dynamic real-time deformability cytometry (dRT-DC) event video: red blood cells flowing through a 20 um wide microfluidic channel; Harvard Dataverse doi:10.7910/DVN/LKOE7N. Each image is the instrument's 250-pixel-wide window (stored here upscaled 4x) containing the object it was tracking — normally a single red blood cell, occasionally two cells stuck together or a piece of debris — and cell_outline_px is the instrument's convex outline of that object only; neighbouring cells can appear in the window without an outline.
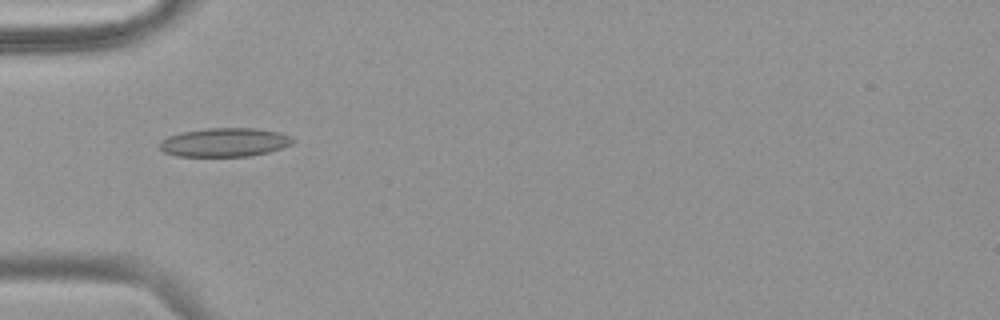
{"species": "common noctule bat (a hibernating species)", "species_latin": "Nyctalus noctula", "temperature_condition": "warm", "stored_images_in_passage": 43, "camera_frame_rate_fps": 3000, "um_per_image_px": 0.085, "animal": {"sex": "female", "body_mass_g": 18.4}, "frame": {"image": 1, "passage_image": 17, "time_ms": 5.333, "image_size_px": [1000, 320], "cell_outline_px": [[296, 140], [292, 144], [268, 152], [248, 156], [176, 156], [164, 152], [156, 144], [160, 140], [168, 136], [184, 132], [208, 128], [256, 128], [280, 132], [292, 136]], "centroid_in_image_um": [19.09, 12.09], "position_along_channel_um": 65.9, "area_um2": 22.43}}
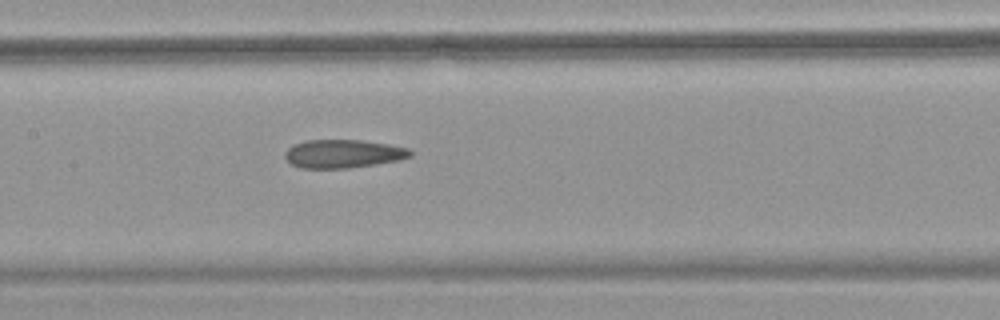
{"frame": {"image": 2, "passage_image": 26, "time_ms": 8.333, "image_size_px": [1000, 320], "cell_outline_px": [[412, 156], [400, 160], [376, 164], [348, 168], [300, 168], [292, 164], [284, 156], [284, 152], [292, 144], [308, 140], [360, 140], [388, 144], [408, 148], [412, 152]], "centroid_in_image_um": [29.16, 13.07], "position_along_channel_um": 178.2, "area_um2": 20.75}}
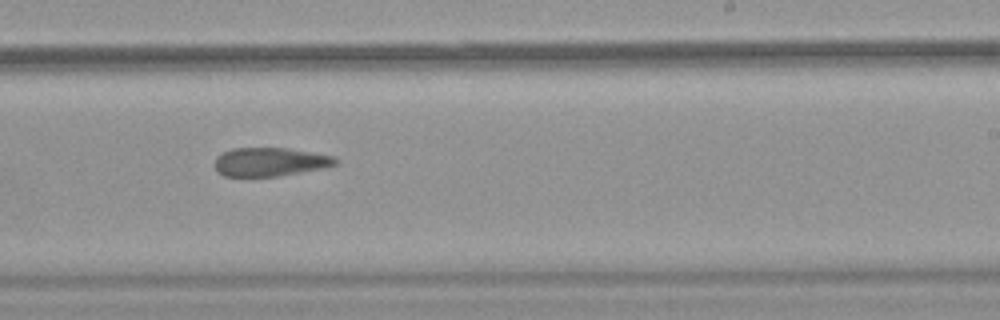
{"frame": {"image": 3, "passage_image": 33, "time_ms": 10.667, "image_size_px": [1000, 320], "cell_outline_px": [[336, 164], [324, 168], [276, 176], [224, 176], [212, 164], [216, 156], [232, 148], [288, 148], [336, 156]], "centroid_in_image_um": [22.93, 13.75], "position_along_channel_um": 266.1, "area_um2": 20.11}}